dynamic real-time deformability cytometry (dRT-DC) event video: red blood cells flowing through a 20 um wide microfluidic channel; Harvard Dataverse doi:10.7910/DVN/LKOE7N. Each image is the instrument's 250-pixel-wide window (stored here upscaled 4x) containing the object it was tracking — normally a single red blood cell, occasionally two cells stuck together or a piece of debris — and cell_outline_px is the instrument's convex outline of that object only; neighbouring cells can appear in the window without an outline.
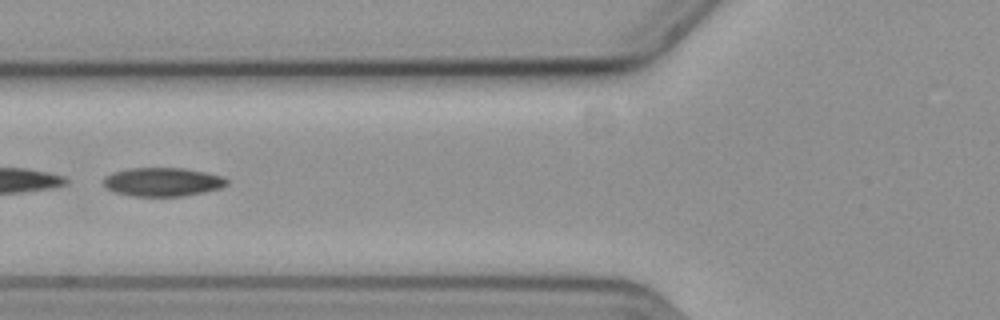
{"species": "common noctule bat (a hibernating species)", "species_latin": "Nyctalus noctula", "temperature_condition": "cold", "stored_images_in_passage": 33, "camera_frame_rate_fps": 3000, "um_per_image_px": 0.085, "animal": {"sex": "female", "body_mass_g": 19.3, "forearm_length_mm": 54.1}, "frame": {"image": 1, "passage_image": 19, "time_ms": 6.0, "image_size_px": [1000, 320], "cell_outline_px": [[228, 184], [220, 188], [204, 192], [184, 196], [132, 196], [116, 192], [104, 188], [104, 176], [112, 172], [128, 168], [184, 168], [204, 172], [220, 176], [228, 180]], "centroid_in_image_um": [13.78, 15.46], "position_along_channel_um": 112.0, "area_um2": 20.63}}
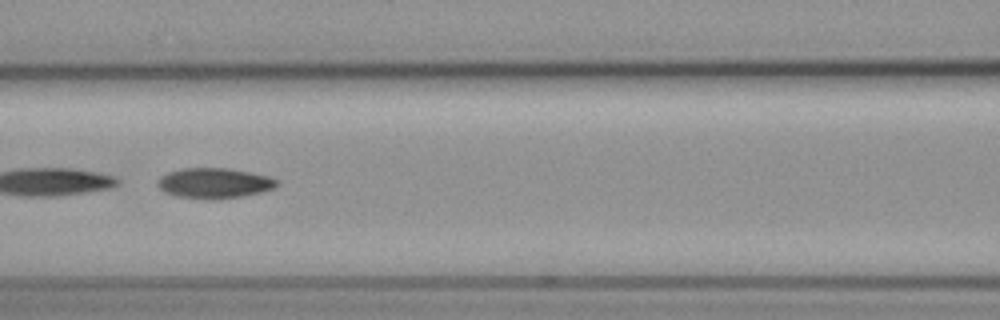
{"frame": {"image": 2, "passage_image": 22, "time_ms": 7.0, "image_size_px": [1000, 320], "cell_outline_px": [[280, 184], [272, 188], [260, 192], [240, 196], [212, 200], [176, 196], [164, 192], [156, 184], [160, 176], [168, 172], [180, 168], [228, 168], [268, 176], [276, 180]], "centroid_in_image_um": [18.16, 15.56], "position_along_channel_um": 148.4, "area_um2": 20.98}}
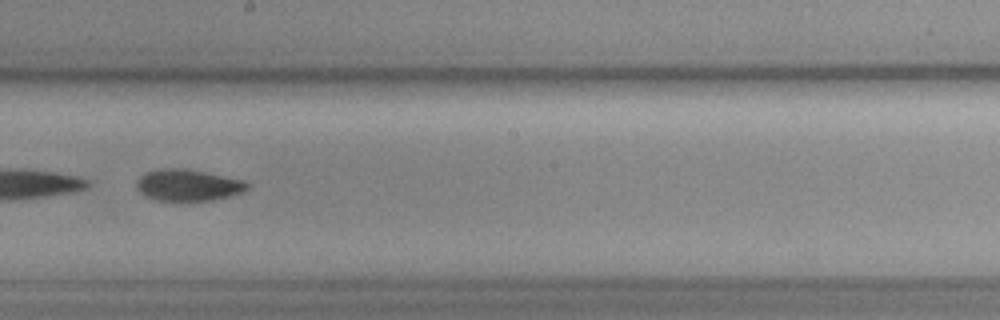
{"frame": {"image": 3, "passage_image": 29, "time_ms": 9.333, "image_size_px": [1000, 320], "cell_outline_px": [[248, 188], [244, 192], [212, 200], [156, 200], [144, 196], [136, 188], [136, 180], [144, 172], [160, 168], [184, 168], [244, 180], [248, 184]], "centroid_in_image_um": [15.93, 15.72], "position_along_channel_um": 232.3, "area_um2": 20.35}}